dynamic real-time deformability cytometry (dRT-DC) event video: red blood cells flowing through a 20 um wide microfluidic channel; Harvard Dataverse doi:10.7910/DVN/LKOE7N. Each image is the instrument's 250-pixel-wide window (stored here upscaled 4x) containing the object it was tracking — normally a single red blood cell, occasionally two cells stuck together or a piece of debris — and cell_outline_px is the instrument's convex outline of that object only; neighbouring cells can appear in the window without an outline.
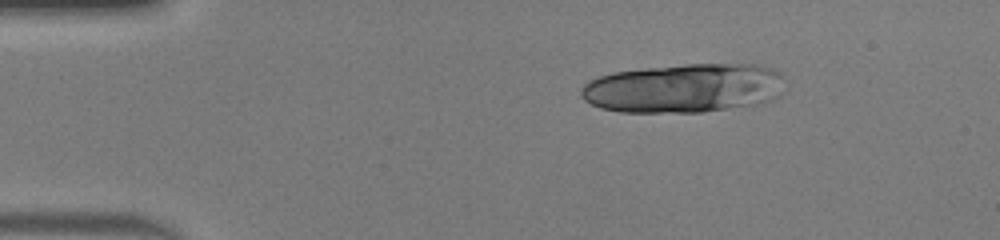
{"species": "human", "species_latin": "Homo sapiens", "temperature_condition": "warm", "stored_images_in_passage": 12, "camera_frame_rate_fps": 3000, "um_per_image_px": 0.085, "donor": {"sex": "male"}, "frame": {"image": 1, "passage_image": 1, "time_ms": 0.0, "image_size_px": [1000, 240], "cell_outline_px": [[784, 76], [780, 96], [772, 100], [756, 104], [700, 112], [620, 112], [600, 108], [584, 100], [580, 96], [580, 88], [588, 80], [612, 72], [644, 68], [684, 64], [756, 64], [776, 68], [784, 72]], "centroid_in_image_um": [58.16, 7.48], "position_along_channel_um": 26.8, "area_um2": 58.96}}